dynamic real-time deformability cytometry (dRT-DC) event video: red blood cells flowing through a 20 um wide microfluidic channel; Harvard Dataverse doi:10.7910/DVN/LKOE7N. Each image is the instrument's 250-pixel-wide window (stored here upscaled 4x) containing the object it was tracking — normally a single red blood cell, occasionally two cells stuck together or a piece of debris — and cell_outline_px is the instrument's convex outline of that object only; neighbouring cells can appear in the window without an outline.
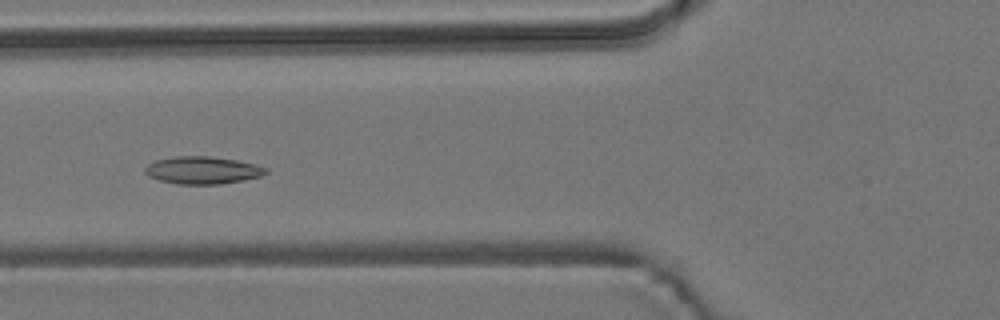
{"species": "common noctule bat (a hibernating species)", "species_latin": "Nyctalus noctula", "temperature_condition": "room temperature", "stored_images_in_passage": 9, "camera_frame_rate_fps": 3000, "um_per_image_px": 0.085, "animal": {"sex": "male", "body_mass_g": 19.2, "forearm_length_mm": 51.8}, "frame": {"image": 1, "passage_image": 6, "time_ms": 6.0, "image_size_px": [1000, 320], "cell_outline_px": [[268, 172], [260, 176], [244, 180], [220, 184], [176, 184], [160, 180], [148, 176], [144, 172], [144, 168], [148, 164], [156, 160], [172, 156], [208, 156], [236, 160], [256, 164], [268, 168]], "centroid_in_image_um": [17.21, 14.46], "position_along_channel_um": 108.6, "area_um2": 19.42}}
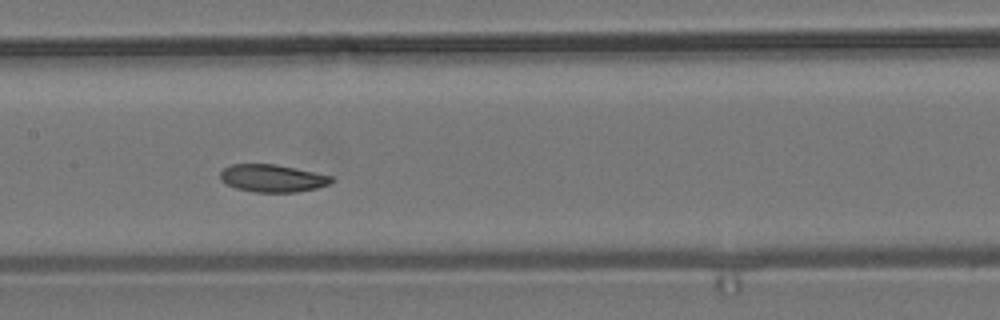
{"frame": {"image": 2, "passage_image": 8, "time_ms": 8.0, "image_size_px": [1000, 320], "cell_outline_px": [[332, 180], [328, 184], [316, 188], [296, 192], [256, 192], [236, 188], [224, 184], [220, 180], [220, 172], [224, 168], [232, 164], [276, 164], [332, 176]], "centroid_in_image_um": [23.1, 15.15], "position_along_channel_um": 184.3, "area_um2": 17.74}}
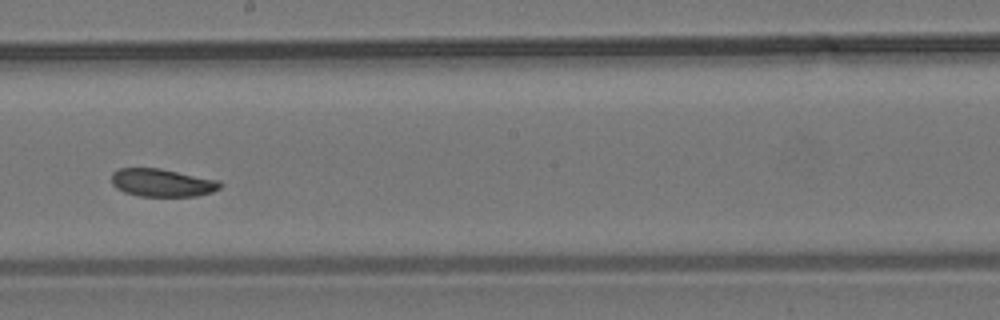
{"frame": {"image": 3, "passage_image": 9, "time_ms": 9.333, "image_size_px": [1000, 320], "cell_outline_px": [[224, 184], [220, 188], [212, 192], [196, 196], [140, 196], [124, 192], [116, 188], [112, 184], [112, 172], [120, 168], [160, 168], [220, 180]], "centroid_in_image_um": [13.81, 15.53], "position_along_channel_um": 234.4, "area_um2": 17.8}}